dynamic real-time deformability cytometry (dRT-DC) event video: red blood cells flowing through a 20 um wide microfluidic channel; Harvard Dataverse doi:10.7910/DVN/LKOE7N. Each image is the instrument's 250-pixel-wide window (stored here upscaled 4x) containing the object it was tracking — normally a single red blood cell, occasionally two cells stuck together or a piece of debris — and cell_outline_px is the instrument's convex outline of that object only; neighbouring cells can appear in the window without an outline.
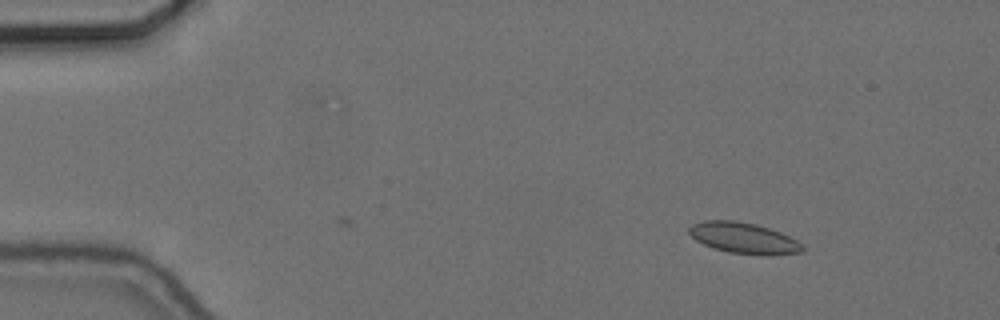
{"species": "common noctule bat (a hibernating species)", "species_latin": "Nyctalus noctula", "temperature_condition": "cold", "stored_images_in_passage": 2, "camera_frame_rate_fps": 3000, "um_per_image_px": 0.085, "animal": {"sex": "female", "body_mass_g": 24.6, "forearm_length_mm": 56.2}, "frame": {"image": 1, "passage_image": 2, "time_ms": 0.333, "image_size_px": [1000, 320], "cell_outline_px": [[804, 252], [728, 252], [712, 248], [696, 240], [688, 232], [688, 228], [692, 224], [704, 220], [736, 220], [756, 224], [780, 232], [804, 244]], "centroid_in_image_um": [63.12, 20.17], "position_along_channel_um": 21.9, "area_um2": 19.59}}